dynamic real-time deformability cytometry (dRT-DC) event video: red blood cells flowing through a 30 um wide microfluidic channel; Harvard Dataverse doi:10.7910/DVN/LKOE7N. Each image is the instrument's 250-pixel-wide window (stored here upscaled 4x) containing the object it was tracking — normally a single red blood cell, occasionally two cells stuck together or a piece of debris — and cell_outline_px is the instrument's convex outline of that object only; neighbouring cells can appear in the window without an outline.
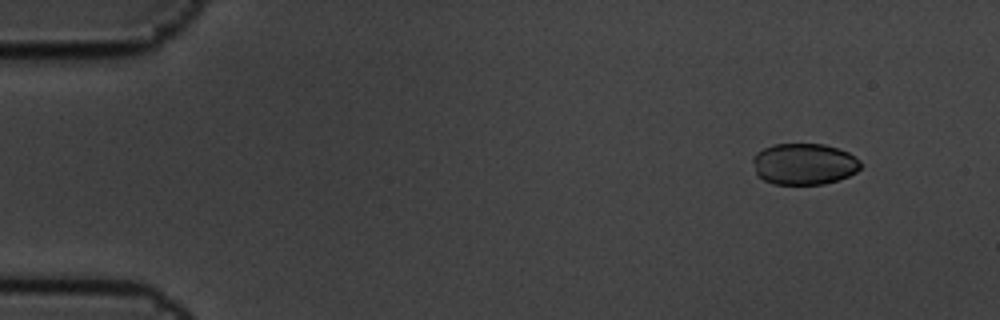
{"species": "common noctule bat (a hibernating species)", "species_latin": "Nyctalus noctula", "temperature_condition": "cold", "stored_images_in_passage": 8, "camera_frame_rate_fps": 3000, "um_per_image_px": 0.085, "animal": {"sex": "male", "body_mass_g": 19.5, "forearm_length_mm": 54.6}, "frame": {"image": 1, "passage_image": 2, "time_ms": 0.333, "image_size_px": [1000, 320], "cell_outline_px": [[864, 164], [856, 172], [848, 176], [824, 184], [776, 184], [764, 180], [756, 172], [752, 160], [752, 156], [756, 152], [772, 144], [824, 144], [848, 152], [860, 160]], "centroid_in_image_um": [68.35, 13.93], "position_along_channel_um": 16.6, "area_um2": 26.01}}
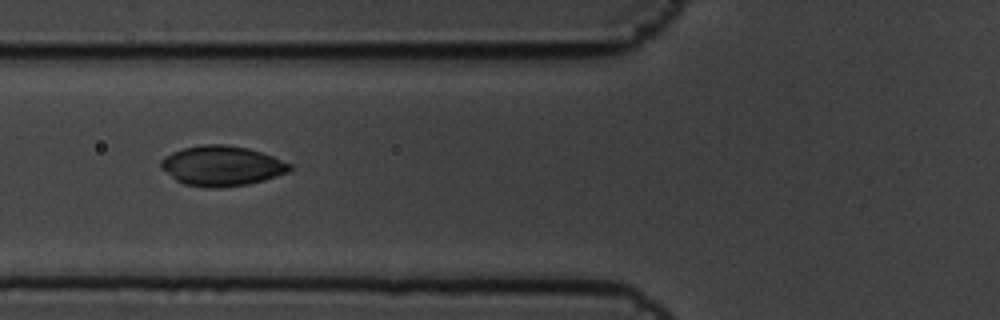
{"frame": {"image": 2, "passage_image": 7, "time_ms": 2.0, "image_size_px": [1000, 320], "cell_outline_px": [[292, 168], [288, 172], [264, 180], [248, 184], [220, 188], [204, 188], [184, 184], [176, 180], [160, 168], [160, 160], [164, 156], [172, 152], [184, 148], [200, 144], [224, 144], [248, 148], [272, 156], [292, 164]], "centroid_in_image_um": [18.82, 14.1], "position_along_channel_um": 107.0, "area_um2": 30.23}}
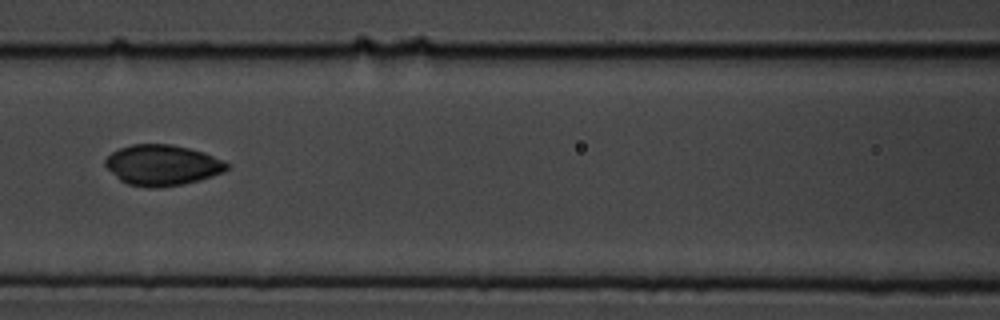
{"frame": {"image": 3, "passage_image": 8, "time_ms": 2.333, "image_size_px": [1000, 320], "cell_outline_px": [[232, 164], [224, 172], [200, 180], [184, 184], [160, 188], [148, 188], [128, 184], [120, 180], [104, 164], [104, 160], [112, 152], [120, 148], [132, 144], [168, 144], [188, 148], [204, 152], [224, 160]], "centroid_in_image_um": [13.83, 14.04], "position_along_channel_um": 152.8, "area_um2": 28.96}}